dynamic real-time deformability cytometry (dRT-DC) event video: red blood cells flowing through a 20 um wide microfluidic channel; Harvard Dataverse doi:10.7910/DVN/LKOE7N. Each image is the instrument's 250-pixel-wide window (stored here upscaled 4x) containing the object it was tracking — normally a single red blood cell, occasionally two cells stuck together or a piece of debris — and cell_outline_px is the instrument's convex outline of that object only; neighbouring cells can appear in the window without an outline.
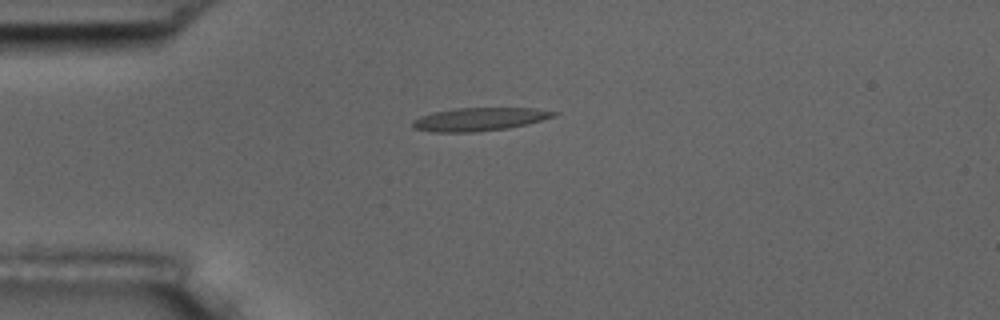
{"species": "common noctule bat (a hibernating species)", "species_latin": "Nyctalus noctula", "temperature_condition": "room temperature", "stored_images_in_passage": 4, "camera_frame_rate_fps": 3000, "um_per_image_px": 0.085, "animal": {"sex": "male", "body_mass_g": 17.5, "forearm_length_mm": 52.3}, "frame": {"image": 1, "passage_image": 1, "time_ms": 0.0, "image_size_px": [1000, 320], "cell_outline_px": [[560, 112], [556, 116], [528, 124], [508, 128], [476, 132], [432, 132], [412, 128], [412, 120], [420, 116], [432, 112], [456, 108], [536, 108]], "centroid_in_image_um": [40.75, 10.13], "position_along_channel_um": 44.2, "area_um2": 19.31}}